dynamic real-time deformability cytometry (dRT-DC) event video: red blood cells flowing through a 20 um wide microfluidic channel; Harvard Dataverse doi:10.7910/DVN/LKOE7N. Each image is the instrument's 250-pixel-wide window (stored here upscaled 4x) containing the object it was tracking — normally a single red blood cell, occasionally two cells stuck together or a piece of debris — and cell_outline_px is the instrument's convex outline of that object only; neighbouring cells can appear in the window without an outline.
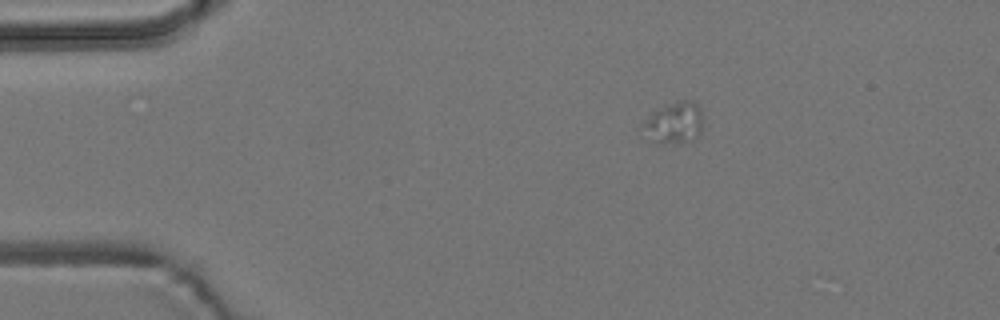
{"species": "common noctule bat (a hibernating species)", "species_latin": "Nyctalus noctula", "temperature_condition": "room temperature", "stored_images_in_passage": 4, "camera_frame_rate_fps": 3000, "um_per_image_px": 0.085, "animal": {"sex": "male", "body_mass_g": 19.2, "forearm_length_mm": 51.8}, "frame": {"image": 1, "passage_image": 1, "time_ms": 0.0, "image_size_px": [1000, 320], "cell_outline_px": [[700, 132], [680, 144], [656, 144], [640, 128], [640, 124], [652, 112], [660, 108], [680, 100], [692, 100], [700, 108]], "centroid_in_image_um": [57.22, 10.45], "position_along_channel_um": 27.8, "area_um2": 14.33}}